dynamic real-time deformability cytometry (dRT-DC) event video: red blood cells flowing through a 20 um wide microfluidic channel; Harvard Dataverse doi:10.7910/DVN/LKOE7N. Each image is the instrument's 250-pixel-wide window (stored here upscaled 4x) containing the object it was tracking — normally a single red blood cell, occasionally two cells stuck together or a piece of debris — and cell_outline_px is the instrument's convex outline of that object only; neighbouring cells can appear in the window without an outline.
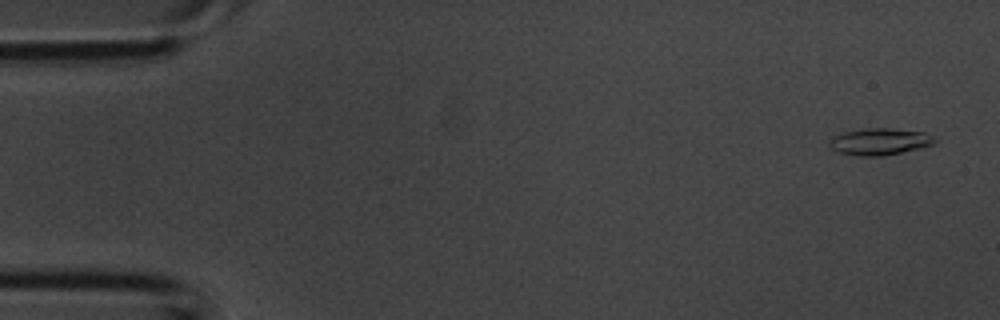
{"species": "common noctule bat (a hibernating species)", "species_latin": "Nyctalus noctula", "temperature_condition": "room temperature", "stored_images_in_passage": 4, "camera_frame_rate_fps": 3000, "um_per_image_px": 0.085, "animal": {"sex": "male", "body_mass_g": 20.1, "forearm_length_mm": 53.5}, "frame": {"image": 1, "passage_image": 1, "time_ms": 0.0, "image_size_px": [1000, 320], "cell_outline_px": [[936, 140], [932, 144], [920, 148], [880, 156], [860, 156], [840, 152], [832, 148], [828, 144], [828, 140], [832, 136], [844, 132], [864, 128], [892, 128], [924, 132], [932, 136]], "centroid_in_image_um": [74.74, 12.02], "position_along_channel_um": 10.3, "area_um2": 16.3}}
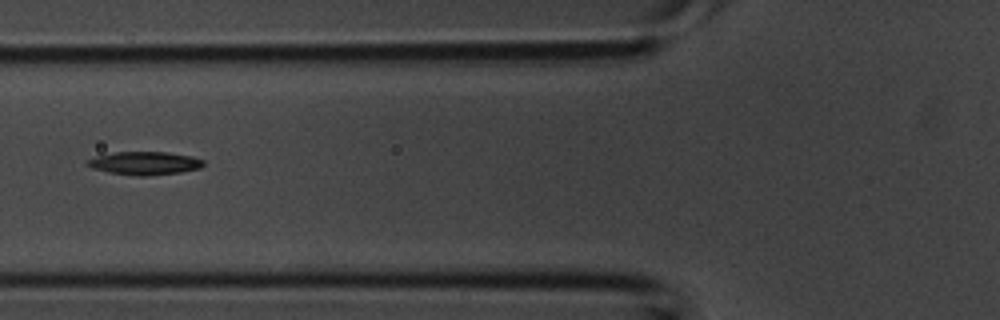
{"frame": {"image": 2, "passage_image": 4, "time_ms": 1.0, "image_size_px": [1000, 320], "cell_outline_px": [[204, 164], [200, 168], [180, 172], [148, 176], [136, 176], [108, 172], [92, 168], [84, 164], [84, 160], [96, 156], [116, 152], [168, 152], [192, 156], [204, 160]], "centroid_in_image_um": [12.26, 13.87], "position_along_channel_um": 113.5, "area_um2": 15.84}}